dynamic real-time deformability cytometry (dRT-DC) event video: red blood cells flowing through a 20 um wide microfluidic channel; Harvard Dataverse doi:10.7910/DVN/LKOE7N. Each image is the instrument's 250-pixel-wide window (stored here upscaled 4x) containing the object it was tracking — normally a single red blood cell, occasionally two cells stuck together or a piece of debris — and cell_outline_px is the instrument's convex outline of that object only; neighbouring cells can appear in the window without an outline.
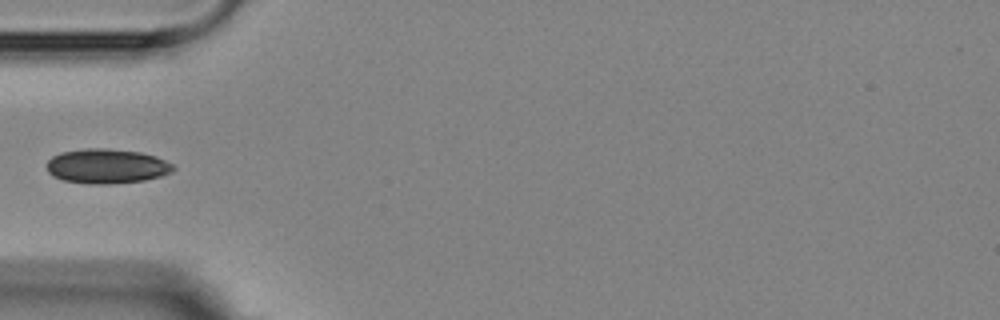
{"species": "Egyptian fruit bat (a non-hibernating species)", "species_latin": "Rousettus aegyptiacus", "temperature_condition": "room temperature", "stored_images_in_passage": 4, "camera_frame_rate_fps": 3000, "um_per_image_px": 0.085, "animal": {"sex": "female"}, "frame": {"image": 1, "passage_image": 3, "time_ms": 3.0, "image_size_px": [1000, 320], "cell_outline_px": [[176, 168], [172, 172], [160, 176], [144, 180], [104, 184], [92, 184], [64, 180], [52, 176], [48, 172], [48, 160], [52, 156], [60, 152], [88, 148], [108, 148], [140, 152], [156, 156], [172, 164]], "centroid_in_image_um": [9.07, 14.11], "position_along_channel_um": 75.9, "area_um2": 25.43}}
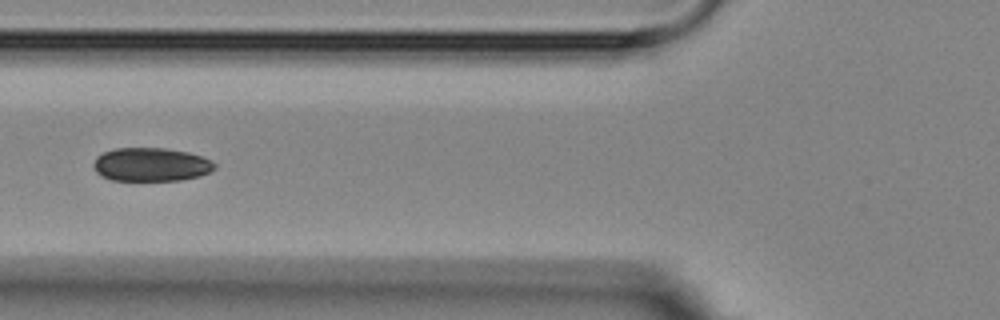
{"frame": {"image": 2, "passage_image": 4, "time_ms": 4.0, "image_size_px": [1000, 320], "cell_outline_px": [[216, 168], [200, 176], [180, 180], [112, 180], [100, 176], [96, 172], [92, 164], [96, 156], [104, 152], [116, 148], [164, 148], [188, 152], [212, 160], [216, 164]], "centroid_in_image_um": [12.82, 13.98], "position_along_channel_um": 113.0, "area_um2": 23.76}}